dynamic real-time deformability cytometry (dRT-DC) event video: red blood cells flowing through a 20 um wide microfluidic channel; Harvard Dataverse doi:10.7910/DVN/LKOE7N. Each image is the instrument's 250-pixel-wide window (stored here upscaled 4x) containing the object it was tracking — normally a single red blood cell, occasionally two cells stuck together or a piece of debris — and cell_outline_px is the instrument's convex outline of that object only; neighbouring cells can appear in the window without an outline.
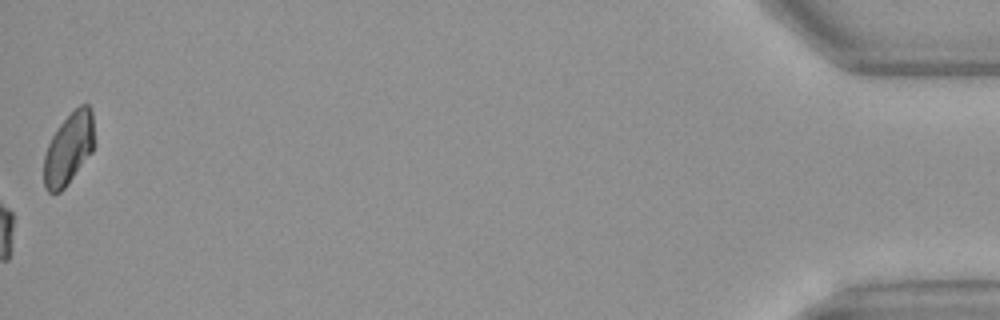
{"species": "Egyptian fruit bat (a non-hibernating species)", "species_latin": "Rousettus aegyptiacus", "temperature_condition": "warm", "stored_images_in_passage": 36, "camera_frame_rate_fps": 3000, "um_per_image_px": 0.085, "animal": {"sex": "female"}, "frame": {"image": 1, "passage_image": 36, "time_ms": 11.667, "image_size_px": [1000, 320], "cell_outline_px": [[96, 144], [92, 152], [68, 184], [60, 192], [48, 192], [44, 188], [44, 156], [48, 144], [52, 136], [60, 124], [80, 104], [88, 104], [92, 108]], "centroid_in_image_um": [5.88, 12.62], "position_along_channel_um": 429.3, "area_um2": 21.33}, "authors_computed_cell_mechanics": {"area_um2": 20.9814, "velocity_mm_per_s": 4.1285, "shape_relaxation_time_tau1_ms": 5.8185, "shape_relaxation_time_tau2_ms": 3.5206, "deformation_change_tau1": 0.2067, "deformation_change_tau2": 0.1252}}